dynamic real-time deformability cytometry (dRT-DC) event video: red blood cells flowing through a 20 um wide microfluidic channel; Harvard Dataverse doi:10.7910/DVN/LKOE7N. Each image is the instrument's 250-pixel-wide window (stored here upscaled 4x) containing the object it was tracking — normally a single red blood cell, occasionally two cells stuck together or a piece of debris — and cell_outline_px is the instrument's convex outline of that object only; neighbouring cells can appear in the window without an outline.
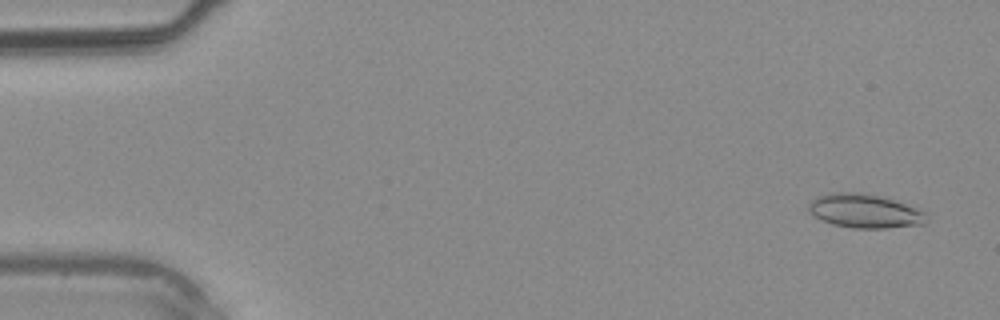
{"species": "common noctule bat (a hibernating species)", "species_latin": "Nyctalus noctula", "temperature_condition": "warm", "stored_images_in_passage": 4, "camera_frame_rate_fps": 3000, "um_per_image_px": 0.085, "animal": {"sex": "male", "body_mass_g": 20.4}, "frame": {"image": 1, "passage_image": 1, "time_ms": 0.0, "image_size_px": [1000, 320], "cell_outline_px": [[928, 212], [924, 224], [888, 228], [852, 228], [832, 224], [808, 212], [808, 204], [816, 196], [828, 192], [864, 192], [880, 196]], "centroid_in_image_um": [73.48, 17.93], "position_along_channel_um": 11.5, "area_um2": 23.35}}